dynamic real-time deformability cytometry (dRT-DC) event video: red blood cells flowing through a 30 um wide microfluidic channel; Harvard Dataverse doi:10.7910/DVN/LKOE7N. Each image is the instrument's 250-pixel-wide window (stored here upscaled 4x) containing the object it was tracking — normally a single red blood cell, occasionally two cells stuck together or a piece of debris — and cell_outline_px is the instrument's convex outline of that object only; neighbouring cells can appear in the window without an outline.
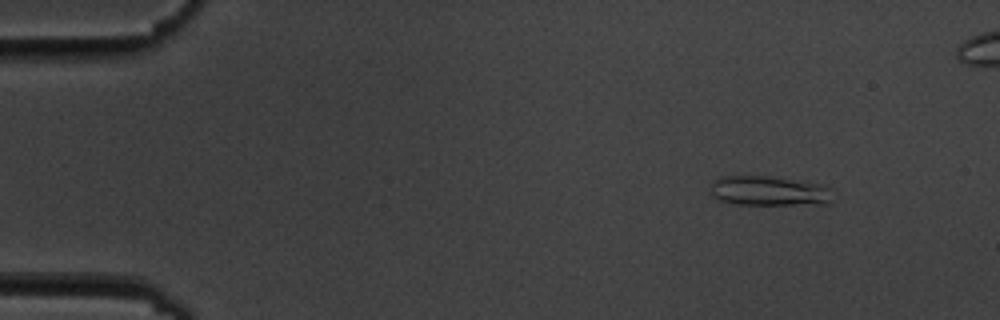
{"species": "common noctule bat (a hibernating species)", "species_latin": "Nyctalus noctula", "temperature_condition": "cold", "stored_images_in_passage": 6, "camera_frame_rate_fps": 3000, "um_per_image_px": 0.085, "animal": {"sex": "male", "body_mass_g": 19.5, "forearm_length_mm": 54.6}, "frame": {"image": 1, "passage_image": 2, "time_ms": 2.0, "image_size_px": [1000, 320], "cell_outline_px": [[832, 200], [828, 204], [736, 204], [720, 200], [712, 196], [708, 192], [712, 184], [720, 176], [764, 176], [820, 184], [832, 188]], "centroid_in_image_um": [65.36, 16.24], "position_along_channel_um": 19.6, "area_um2": 21.1}}